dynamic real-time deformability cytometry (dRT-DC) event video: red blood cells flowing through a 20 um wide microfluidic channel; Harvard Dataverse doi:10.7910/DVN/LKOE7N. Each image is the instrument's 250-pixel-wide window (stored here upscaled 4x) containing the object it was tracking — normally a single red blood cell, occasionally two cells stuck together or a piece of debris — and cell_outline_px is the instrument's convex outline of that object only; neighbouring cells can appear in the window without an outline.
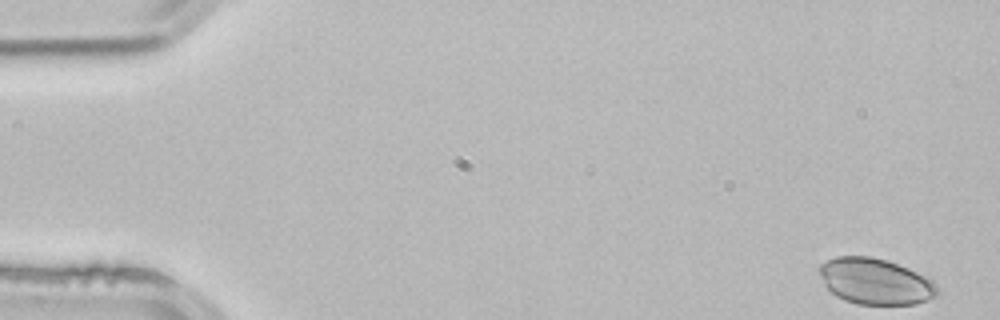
{"species": "common noctule bat (a hibernating species)", "species_latin": "Nyctalus noctula", "temperature_condition": "room temperature", "stored_images_in_passage": 13, "camera_frame_rate_fps": 3000, "um_per_image_px": 0.085, "animal": {"sex": "male", "body_mass_g": 21.5, "forearm_length_mm": 52.0}, "frame": {"image": 1, "passage_image": 1, "time_ms": 0.0, "image_size_px": [1000, 320], "cell_outline_px": [[932, 296], [924, 300], [912, 304], [860, 304], [848, 300], [832, 292], [828, 288], [820, 272], [820, 268], [828, 260], [840, 256], [864, 256], [884, 260], [896, 264], [920, 276], [932, 288]], "centroid_in_image_um": [74.26, 23.91], "position_along_channel_um": 10.7, "area_um2": 29.3}}